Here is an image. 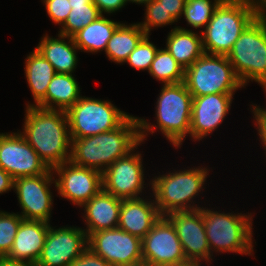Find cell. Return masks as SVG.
I'll return each mask as SVG.
<instances>
[{
  "label": "cell",
  "mask_w": 266,
  "mask_h": 266,
  "mask_svg": "<svg viewBox=\"0 0 266 266\" xmlns=\"http://www.w3.org/2000/svg\"><path fill=\"white\" fill-rule=\"evenodd\" d=\"M147 72L163 84H176L184 81L185 70L166 48L157 50Z\"/></svg>",
  "instance_id": "83f0119b"
},
{
  "label": "cell",
  "mask_w": 266,
  "mask_h": 266,
  "mask_svg": "<svg viewBox=\"0 0 266 266\" xmlns=\"http://www.w3.org/2000/svg\"><path fill=\"white\" fill-rule=\"evenodd\" d=\"M150 200L142 197L122 200L117 227L143 239L162 216L155 200Z\"/></svg>",
  "instance_id": "ffe728a7"
},
{
  "label": "cell",
  "mask_w": 266,
  "mask_h": 266,
  "mask_svg": "<svg viewBox=\"0 0 266 266\" xmlns=\"http://www.w3.org/2000/svg\"><path fill=\"white\" fill-rule=\"evenodd\" d=\"M70 138H84L121 126L131 115L109 100L81 96L66 112Z\"/></svg>",
  "instance_id": "9c48e42d"
},
{
  "label": "cell",
  "mask_w": 266,
  "mask_h": 266,
  "mask_svg": "<svg viewBox=\"0 0 266 266\" xmlns=\"http://www.w3.org/2000/svg\"><path fill=\"white\" fill-rule=\"evenodd\" d=\"M14 186V179L11 177L10 174L5 172L0 167V194L7 193V191H11Z\"/></svg>",
  "instance_id": "f35d334b"
},
{
  "label": "cell",
  "mask_w": 266,
  "mask_h": 266,
  "mask_svg": "<svg viewBox=\"0 0 266 266\" xmlns=\"http://www.w3.org/2000/svg\"><path fill=\"white\" fill-rule=\"evenodd\" d=\"M161 4V7L172 16V18L178 22L182 17L185 4L187 0H156Z\"/></svg>",
  "instance_id": "8d00e7d4"
},
{
  "label": "cell",
  "mask_w": 266,
  "mask_h": 266,
  "mask_svg": "<svg viewBox=\"0 0 266 266\" xmlns=\"http://www.w3.org/2000/svg\"><path fill=\"white\" fill-rule=\"evenodd\" d=\"M253 106L250 108L254 114V126L257 128V134L260 137L262 145L264 146L266 153V109L257 106L256 104H252ZM266 155V154H265Z\"/></svg>",
  "instance_id": "d590c367"
},
{
  "label": "cell",
  "mask_w": 266,
  "mask_h": 266,
  "mask_svg": "<svg viewBox=\"0 0 266 266\" xmlns=\"http://www.w3.org/2000/svg\"><path fill=\"white\" fill-rule=\"evenodd\" d=\"M120 24V22L105 18L104 14H102L89 25L75 33L72 38L81 52L95 54L103 50L105 51L109 39Z\"/></svg>",
  "instance_id": "484cf974"
},
{
  "label": "cell",
  "mask_w": 266,
  "mask_h": 266,
  "mask_svg": "<svg viewBox=\"0 0 266 266\" xmlns=\"http://www.w3.org/2000/svg\"><path fill=\"white\" fill-rule=\"evenodd\" d=\"M255 19L266 24V0H252Z\"/></svg>",
  "instance_id": "ab89813d"
},
{
  "label": "cell",
  "mask_w": 266,
  "mask_h": 266,
  "mask_svg": "<svg viewBox=\"0 0 266 266\" xmlns=\"http://www.w3.org/2000/svg\"><path fill=\"white\" fill-rule=\"evenodd\" d=\"M210 252L253 256V216L250 212L224 213L201 207Z\"/></svg>",
  "instance_id": "8992f818"
},
{
  "label": "cell",
  "mask_w": 266,
  "mask_h": 266,
  "mask_svg": "<svg viewBox=\"0 0 266 266\" xmlns=\"http://www.w3.org/2000/svg\"><path fill=\"white\" fill-rule=\"evenodd\" d=\"M174 171L150 180L152 197L162 216L175 211H191L201 208L194 204L196 203L194 197L203 191L209 169L199 166L184 171Z\"/></svg>",
  "instance_id": "5b68a950"
},
{
  "label": "cell",
  "mask_w": 266,
  "mask_h": 266,
  "mask_svg": "<svg viewBox=\"0 0 266 266\" xmlns=\"http://www.w3.org/2000/svg\"><path fill=\"white\" fill-rule=\"evenodd\" d=\"M201 264H203V263L187 261L185 263L178 264V265H173V266H201Z\"/></svg>",
  "instance_id": "7bdbcfd3"
},
{
  "label": "cell",
  "mask_w": 266,
  "mask_h": 266,
  "mask_svg": "<svg viewBox=\"0 0 266 266\" xmlns=\"http://www.w3.org/2000/svg\"><path fill=\"white\" fill-rule=\"evenodd\" d=\"M122 199L101 189L95 196L87 201L83 218L85 221L87 237L96 231L113 229L118 226L119 212Z\"/></svg>",
  "instance_id": "44dd1931"
},
{
  "label": "cell",
  "mask_w": 266,
  "mask_h": 266,
  "mask_svg": "<svg viewBox=\"0 0 266 266\" xmlns=\"http://www.w3.org/2000/svg\"><path fill=\"white\" fill-rule=\"evenodd\" d=\"M19 133L49 169L70 161L71 138L65 111L28 106Z\"/></svg>",
  "instance_id": "6da1fadb"
},
{
  "label": "cell",
  "mask_w": 266,
  "mask_h": 266,
  "mask_svg": "<svg viewBox=\"0 0 266 266\" xmlns=\"http://www.w3.org/2000/svg\"><path fill=\"white\" fill-rule=\"evenodd\" d=\"M52 22L63 25L72 9L69 0H42Z\"/></svg>",
  "instance_id": "836d02e7"
},
{
  "label": "cell",
  "mask_w": 266,
  "mask_h": 266,
  "mask_svg": "<svg viewBox=\"0 0 266 266\" xmlns=\"http://www.w3.org/2000/svg\"><path fill=\"white\" fill-rule=\"evenodd\" d=\"M166 217L174 225L187 261L210 265L212 254L207 241L203 213L201 209L175 211ZM211 260V261H210Z\"/></svg>",
  "instance_id": "e0dca14e"
},
{
  "label": "cell",
  "mask_w": 266,
  "mask_h": 266,
  "mask_svg": "<svg viewBox=\"0 0 266 266\" xmlns=\"http://www.w3.org/2000/svg\"><path fill=\"white\" fill-rule=\"evenodd\" d=\"M244 86L255 81L266 92V24L254 19L227 55Z\"/></svg>",
  "instance_id": "ba28073f"
},
{
  "label": "cell",
  "mask_w": 266,
  "mask_h": 266,
  "mask_svg": "<svg viewBox=\"0 0 266 266\" xmlns=\"http://www.w3.org/2000/svg\"><path fill=\"white\" fill-rule=\"evenodd\" d=\"M87 234L80 227L49 226L41 256L35 266H69L86 249Z\"/></svg>",
  "instance_id": "9a60e30c"
},
{
  "label": "cell",
  "mask_w": 266,
  "mask_h": 266,
  "mask_svg": "<svg viewBox=\"0 0 266 266\" xmlns=\"http://www.w3.org/2000/svg\"><path fill=\"white\" fill-rule=\"evenodd\" d=\"M52 171L58 177L55 179V187L59 196L74 205L82 207L102 189V173L97 170L67 161Z\"/></svg>",
  "instance_id": "2e32d148"
},
{
  "label": "cell",
  "mask_w": 266,
  "mask_h": 266,
  "mask_svg": "<svg viewBox=\"0 0 266 266\" xmlns=\"http://www.w3.org/2000/svg\"><path fill=\"white\" fill-rule=\"evenodd\" d=\"M22 220L18 213L0 210V257H5L10 252Z\"/></svg>",
  "instance_id": "4dcf8cb0"
},
{
  "label": "cell",
  "mask_w": 266,
  "mask_h": 266,
  "mask_svg": "<svg viewBox=\"0 0 266 266\" xmlns=\"http://www.w3.org/2000/svg\"><path fill=\"white\" fill-rule=\"evenodd\" d=\"M141 145L138 117L131 115L116 129L84 138H71L70 161L103 173L112 163Z\"/></svg>",
  "instance_id": "7a4b0ae2"
},
{
  "label": "cell",
  "mask_w": 266,
  "mask_h": 266,
  "mask_svg": "<svg viewBox=\"0 0 266 266\" xmlns=\"http://www.w3.org/2000/svg\"><path fill=\"white\" fill-rule=\"evenodd\" d=\"M160 91L155 107L157 125L138 117L141 143L157 128L173 147L181 148L190 133L193 97L184 82L163 84Z\"/></svg>",
  "instance_id": "3957f363"
},
{
  "label": "cell",
  "mask_w": 266,
  "mask_h": 266,
  "mask_svg": "<svg viewBox=\"0 0 266 266\" xmlns=\"http://www.w3.org/2000/svg\"><path fill=\"white\" fill-rule=\"evenodd\" d=\"M149 35H146L130 53L124 63H128L132 68L137 70L150 69L151 63L154 60L155 54L158 50L156 45L149 41Z\"/></svg>",
  "instance_id": "1f68e13d"
},
{
  "label": "cell",
  "mask_w": 266,
  "mask_h": 266,
  "mask_svg": "<svg viewBox=\"0 0 266 266\" xmlns=\"http://www.w3.org/2000/svg\"><path fill=\"white\" fill-rule=\"evenodd\" d=\"M134 152L119 158L102 173V189L122 200L140 198L146 188L142 154Z\"/></svg>",
  "instance_id": "4fadbf2b"
},
{
  "label": "cell",
  "mask_w": 266,
  "mask_h": 266,
  "mask_svg": "<svg viewBox=\"0 0 266 266\" xmlns=\"http://www.w3.org/2000/svg\"><path fill=\"white\" fill-rule=\"evenodd\" d=\"M184 84L192 97L209 94H234L245 87L227 55L203 53L185 69Z\"/></svg>",
  "instance_id": "52a82bcc"
},
{
  "label": "cell",
  "mask_w": 266,
  "mask_h": 266,
  "mask_svg": "<svg viewBox=\"0 0 266 266\" xmlns=\"http://www.w3.org/2000/svg\"><path fill=\"white\" fill-rule=\"evenodd\" d=\"M165 48L184 70L204 53L201 33L180 26L168 33Z\"/></svg>",
  "instance_id": "603a6c76"
},
{
  "label": "cell",
  "mask_w": 266,
  "mask_h": 266,
  "mask_svg": "<svg viewBox=\"0 0 266 266\" xmlns=\"http://www.w3.org/2000/svg\"><path fill=\"white\" fill-rule=\"evenodd\" d=\"M80 91L73 74L56 73L37 107L67 112L80 99Z\"/></svg>",
  "instance_id": "cb8c5ba5"
},
{
  "label": "cell",
  "mask_w": 266,
  "mask_h": 266,
  "mask_svg": "<svg viewBox=\"0 0 266 266\" xmlns=\"http://www.w3.org/2000/svg\"><path fill=\"white\" fill-rule=\"evenodd\" d=\"M255 19L252 0H222L201 30L204 53L228 55L245 28Z\"/></svg>",
  "instance_id": "277c9868"
},
{
  "label": "cell",
  "mask_w": 266,
  "mask_h": 266,
  "mask_svg": "<svg viewBox=\"0 0 266 266\" xmlns=\"http://www.w3.org/2000/svg\"><path fill=\"white\" fill-rule=\"evenodd\" d=\"M25 61V76L35 103L29 104L28 102L26 107L37 106L45 98L49 83L56 71L36 49L27 55Z\"/></svg>",
  "instance_id": "d4e9b609"
},
{
  "label": "cell",
  "mask_w": 266,
  "mask_h": 266,
  "mask_svg": "<svg viewBox=\"0 0 266 266\" xmlns=\"http://www.w3.org/2000/svg\"><path fill=\"white\" fill-rule=\"evenodd\" d=\"M50 223L23 219L18 227L7 259L35 266L45 243Z\"/></svg>",
  "instance_id": "d6986e66"
},
{
  "label": "cell",
  "mask_w": 266,
  "mask_h": 266,
  "mask_svg": "<svg viewBox=\"0 0 266 266\" xmlns=\"http://www.w3.org/2000/svg\"><path fill=\"white\" fill-rule=\"evenodd\" d=\"M53 175L54 172L49 169L45 174L14 179L13 190L16 191L23 219L50 223L54 200L50 185H55L56 177Z\"/></svg>",
  "instance_id": "8fae6325"
},
{
  "label": "cell",
  "mask_w": 266,
  "mask_h": 266,
  "mask_svg": "<svg viewBox=\"0 0 266 266\" xmlns=\"http://www.w3.org/2000/svg\"><path fill=\"white\" fill-rule=\"evenodd\" d=\"M187 0L182 17L192 28L199 30L207 26L215 8L222 0Z\"/></svg>",
  "instance_id": "f546056e"
},
{
  "label": "cell",
  "mask_w": 266,
  "mask_h": 266,
  "mask_svg": "<svg viewBox=\"0 0 266 266\" xmlns=\"http://www.w3.org/2000/svg\"><path fill=\"white\" fill-rule=\"evenodd\" d=\"M145 18L143 22H139V26L143 29L146 35L150 36V31L154 27H164L166 25H171L176 21L172 18L169 12H166L159 2L156 0L151 1L145 5Z\"/></svg>",
  "instance_id": "d6a6232c"
},
{
  "label": "cell",
  "mask_w": 266,
  "mask_h": 266,
  "mask_svg": "<svg viewBox=\"0 0 266 266\" xmlns=\"http://www.w3.org/2000/svg\"><path fill=\"white\" fill-rule=\"evenodd\" d=\"M143 266H173L187 262L174 225L166 216L142 239Z\"/></svg>",
  "instance_id": "7c38bea8"
},
{
  "label": "cell",
  "mask_w": 266,
  "mask_h": 266,
  "mask_svg": "<svg viewBox=\"0 0 266 266\" xmlns=\"http://www.w3.org/2000/svg\"><path fill=\"white\" fill-rule=\"evenodd\" d=\"M0 167L13 179L38 176L49 170L18 131L0 133Z\"/></svg>",
  "instance_id": "5bb4252c"
},
{
  "label": "cell",
  "mask_w": 266,
  "mask_h": 266,
  "mask_svg": "<svg viewBox=\"0 0 266 266\" xmlns=\"http://www.w3.org/2000/svg\"><path fill=\"white\" fill-rule=\"evenodd\" d=\"M70 5H86L93 3V0H69Z\"/></svg>",
  "instance_id": "b9f144b4"
},
{
  "label": "cell",
  "mask_w": 266,
  "mask_h": 266,
  "mask_svg": "<svg viewBox=\"0 0 266 266\" xmlns=\"http://www.w3.org/2000/svg\"><path fill=\"white\" fill-rule=\"evenodd\" d=\"M151 1H153V0H127V3L128 2H130V3L132 2V3H136V4L147 5Z\"/></svg>",
  "instance_id": "ee69618b"
},
{
  "label": "cell",
  "mask_w": 266,
  "mask_h": 266,
  "mask_svg": "<svg viewBox=\"0 0 266 266\" xmlns=\"http://www.w3.org/2000/svg\"><path fill=\"white\" fill-rule=\"evenodd\" d=\"M0 266H32L25 262L13 261L6 257H0Z\"/></svg>",
  "instance_id": "60d3db41"
},
{
  "label": "cell",
  "mask_w": 266,
  "mask_h": 266,
  "mask_svg": "<svg viewBox=\"0 0 266 266\" xmlns=\"http://www.w3.org/2000/svg\"><path fill=\"white\" fill-rule=\"evenodd\" d=\"M145 36L146 33L138 23H121L113 32L104 52L110 61L124 63Z\"/></svg>",
  "instance_id": "4316f807"
},
{
  "label": "cell",
  "mask_w": 266,
  "mask_h": 266,
  "mask_svg": "<svg viewBox=\"0 0 266 266\" xmlns=\"http://www.w3.org/2000/svg\"><path fill=\"white\" fill-rule=\"evenodd\" d=\"M69 266H112L102 257H99L87 248L78 258L71 262Z\"/></svg>",
  "instance_id": "e575fe53"
},
{
  "label": "cell",
  "mask_w": 266,
  "mask_h": 266,
  "mask_svg": "<svg viewBox=\"0 0 266 266\" xmlns=\"http://www.w3.org/2000/svg\"><path fill=\"white\" fill-rule=\"evenodd\" d=\"M72 7L67 20L61 26L58 34L72 37L79 30L89 25L102 14L94 3L86 5H70Z\"/></svg>",
  "instance_id": "f1b7e54d"
},
{
  "label": "cell",
  "mask_w": 266,
  "mask_h": 266,
  "mask_svg": "<svg viewBox=\"0 0 266 266\" xmlns=\"http://www.w3.org/2000/svg\"><path fill=\"white\" fill-rule=\"evenodd\" d=\"M235 94H209L193 97L189 136L193 141L215 131L226 118Z\"/></svg>",
  "instance_id": "ac0fdd59"
},
{
  "label": "cell",
  "mask_w": 266,
  "mask_h": 266,
  "mask_svg": "<svg viewBox=\"0 0 266 266\" xmlns=\"http://www.w3.org/2000/svg\"><path fill=\"white\" fill-rule=\"evenodd\" d=\"M58 38L44 35L38 46L35 48L54 67L56 73H74L78 57L79 48L75 45L70 36L57 34Z\"/></svg>",
  "instance_id": "7402d4cb"
},
{
  "label": "cell",
  "mask_w": 266,
  "mask_h": 266,
  "mask_svg": "<svg viewBox=\"0 0 266 266\" xmlns=\"http://www.w3.org/2000/svg\"><path fill=\"white\" fill-rule=\"evenodd\" d=\"M87 245L112 266H143L142 239L119 227L91 233Z\"/></svg>",
  "instance_id": "30bf717a"
},
{
  "label": "cell",
  "mask_w": 266,
  "mask_h": 266,
  "mask_svg": "<svg viewBox=\"0 0 266 266\" xmlns=\"http://www.w3.org/2000/svg\"><path fill=\"white\" fill-rule=\"evenodd\" d=\"M101 14L116 13L127 4V0H93Z\"/></svg>",
  "instance_id": "74e56055"
}]
</instances>
